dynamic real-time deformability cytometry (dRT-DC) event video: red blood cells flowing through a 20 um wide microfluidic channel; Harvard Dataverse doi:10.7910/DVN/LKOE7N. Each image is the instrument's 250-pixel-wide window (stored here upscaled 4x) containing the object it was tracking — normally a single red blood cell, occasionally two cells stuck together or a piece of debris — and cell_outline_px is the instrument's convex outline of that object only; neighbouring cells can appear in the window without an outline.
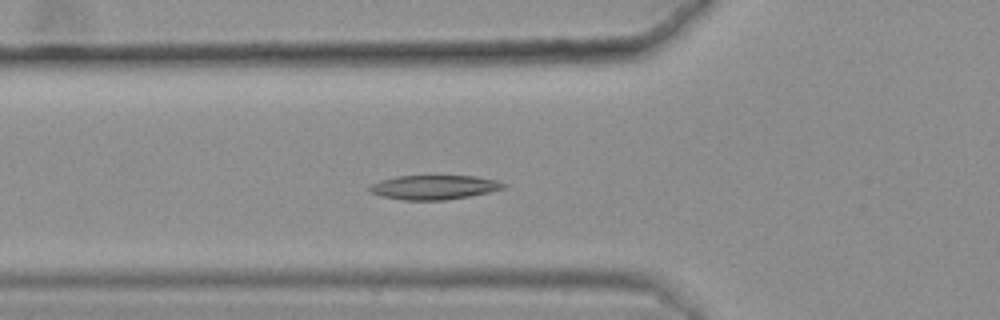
{"species": "common noctule bat (a hibernating species)", "species_latin": "Nyctalus noctula", "temperature_condition": "warm", "stored_images_in_passage": 42, "camera_frame_rate_fps": 3000, "um_per_image_px": 0.085, "animal": {"sex": "female", "body_mass_g": 25.1}, "frame": {"image": 1, "passage_image": 15, "time_ms": 4.667, "image_size_px": [1000, 320], "cell_outline_px": [[508, 184], [504, 188], [488, 192], [468, 196], [444, 200], [404, 200], [384, 196], [368, 192], [368, 188], [372, 184], [380, 180], [396, 176], [476, 176], [496, 180]], "centroid_in_image_um": [36.89, 15.91], "position_along_channel_um": 88.9, "area_um2": 18.84}}
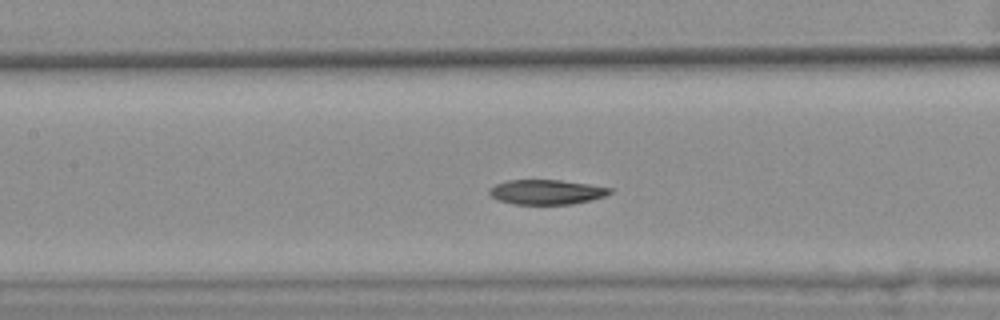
{"frame": {"image": 2, "passage_image": 21, "time_ms": 6.667, "image_size_px": [1000, 320], "cell_outline_px": [[612, 192], [604, 196], [592, 200], [572, 204], [516, 204], [500, 200], [492, 196], [488, 192], [488, 188], [496, 184], [508, 180], [560, 180], [588, 184], [612, 188]], "centroid_in_image_um": [46.46, 16.32], "position_along_channel_um": 160.9, "area_um2": 17.28}}
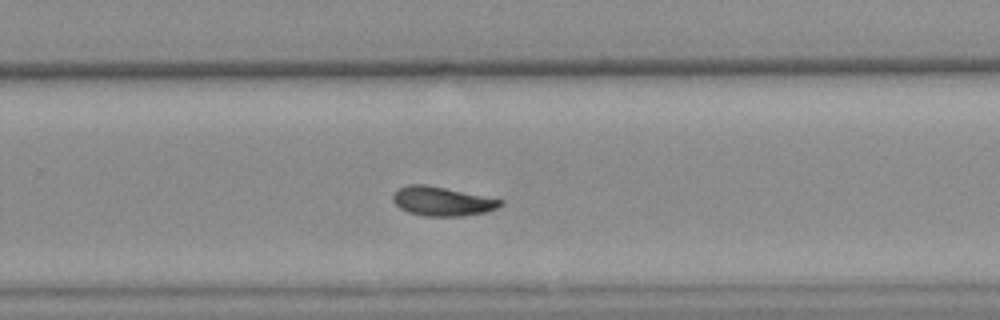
{"frame": {"image": 3, "passage_image": 32, "time_ms": 10.333, "image_size_px": [1000, 320], "cell_outline_px": [[504, 204], [488, 212], [464, 216], [424, 216], [408, 212], [400, 208], [392, 200], [392, 196], [396, 188], [408, 184], [424, 184], [504, 200]], "centroid_in_image_um": [37.56, 17.11], "position_along_channel_um": 292.2, "area_um2": 18.32}, "authors_computed_cell_mechanics": {"area_um2": 18.4382, "velocity_mm_per_s": 3.5919, "shape_relaxation_time_tau1_ms": 8.6009, "shape_relaxation_time_tau2_ms": null, "deformation_change_tau1": 0.1783, "deformation_change_tau2": null}}